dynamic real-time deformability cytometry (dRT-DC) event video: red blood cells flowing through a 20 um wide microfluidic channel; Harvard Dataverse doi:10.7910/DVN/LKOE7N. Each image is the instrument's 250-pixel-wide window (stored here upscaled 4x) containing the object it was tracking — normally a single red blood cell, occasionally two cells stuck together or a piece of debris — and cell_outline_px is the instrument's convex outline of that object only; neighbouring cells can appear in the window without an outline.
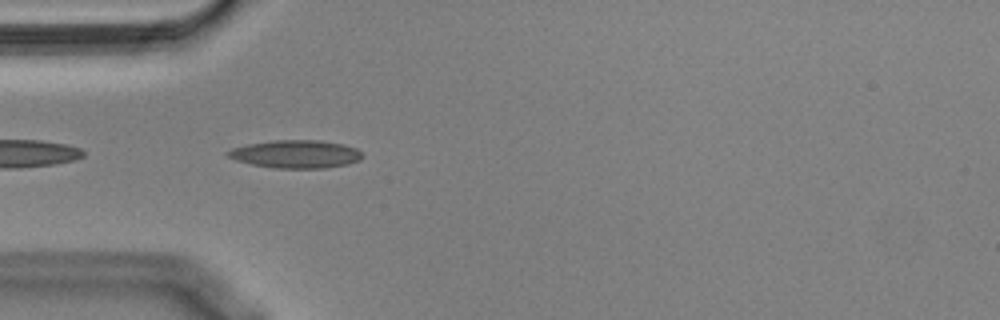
{"species": "Egyptian fruit bat (a non-hibernating species)", "species_latin": "Rousettus aegyptiacus", "temperature_condition": "cold", "stored_images_in_passage": 8, "camera_frame_rate_fps": 3000, "um_per_image_px": 0.085, "animal": {"sex": "male"}, "frame": {"image": 1, "passage_image": 2, "time_ms": 0.333, "image_size_px": [1000, 320], "cell_outline_px": [[364, 156], [360, 160], [348, 164], [324, 168], [276, 168], [252, 164], [236, 160], [228, 156], [224, 152], [232, 148], [248, 144], [276, 140], [320, 140], [344, 144], [356, 148]], "centroid_in_image_um": [25.16, 13.09], "position_along_channel_um": 59.8, "area_um2": 21.91}}
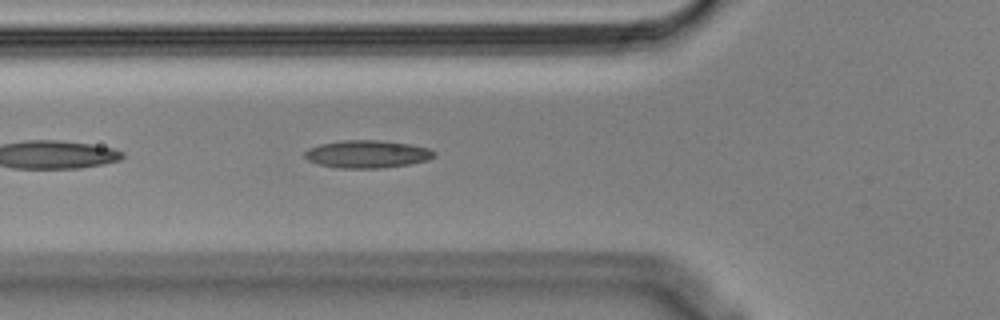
{"frame": {"image": 2, "passage_image": 5, "time_ms": 1.333, "image_size_px": [1000, 320], "cell_outline_px": [[436, 156], [428, 160], [408, 164], [380, 168], [340, 168], [320, 164], [308, 160], [304, 156], [304, 152], [308, 148], [320, 144], [340, 140], [380, 140], [408, 144], [428, 148], [436, 152]], "centroid_in_image_um": [31.21, 13.09], "position_along_channel_um": 94.6, "area_um2": 20.81}}